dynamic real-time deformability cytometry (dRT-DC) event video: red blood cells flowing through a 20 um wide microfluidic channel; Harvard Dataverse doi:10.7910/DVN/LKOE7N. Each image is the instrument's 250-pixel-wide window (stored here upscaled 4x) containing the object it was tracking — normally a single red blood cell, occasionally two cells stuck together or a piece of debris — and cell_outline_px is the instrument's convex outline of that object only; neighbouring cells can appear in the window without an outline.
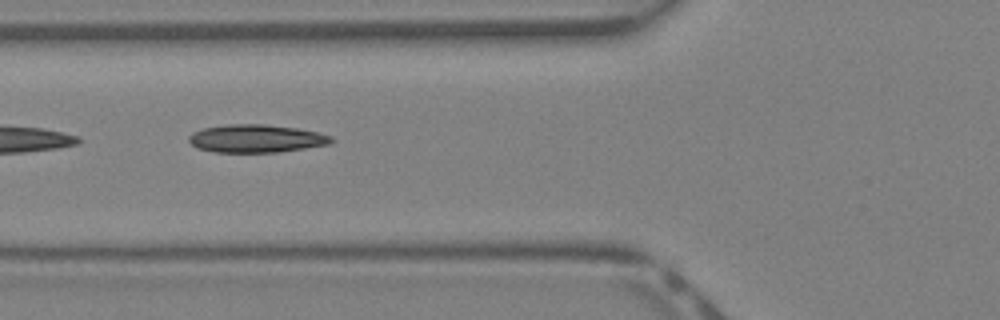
{"species": "Egyptian fruit bat (a non-hibernating species)", "species_latin": "Rousettus aegyptiacus", "temperature_condition": "warm", "stored_images_in_passage": 5, "camera_frame_rate_fps": 3000, "um_per_image_px": 0.085, "animal": {"sex": "female"}, "frame": {"image": 1, "passage_image": 3, "time_ms": 0.667, "image_size_px": [1000, 320], "cell_outline_px": [[336, 140], [328, 144], [280, 152], [216, 152], [196, 148], [188, 140], [188, 136], [192, 132], [204, 128], [228, 124], [264, 124], [296, 128], [316, 132], [332, 136]], "centroid_in_image_um": [21.76, 11.77], "position_along_channel_um": 104.0, "area_um2": 23.18}}